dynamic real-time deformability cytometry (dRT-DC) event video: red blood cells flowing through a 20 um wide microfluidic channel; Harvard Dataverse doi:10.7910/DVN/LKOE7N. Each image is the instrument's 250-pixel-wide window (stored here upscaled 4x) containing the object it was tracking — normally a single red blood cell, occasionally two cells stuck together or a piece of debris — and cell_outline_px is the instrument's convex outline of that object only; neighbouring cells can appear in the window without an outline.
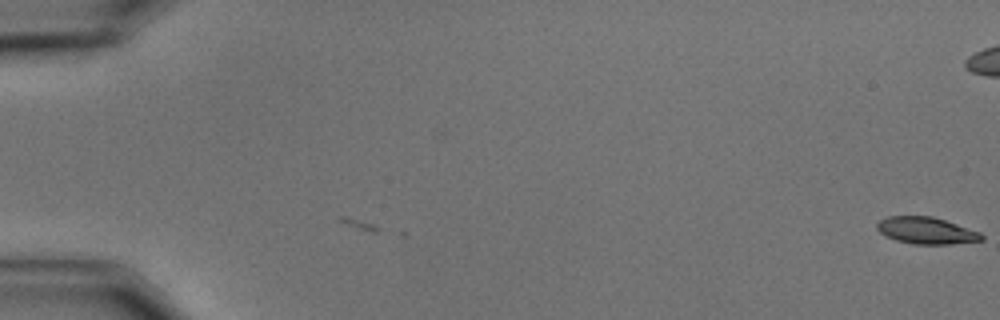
{"species": "common noctule bat (a hibernating species)", "species_latin": "Nyctalus noctula", "temperature_condition": "cold", "stored_images_in_passage": 5, "camera_frame_rate_fps": 3000, "um_per_image_px": 0.085, "animal": {"sex": "male", "body_mass_g": 15.6}, "frame": {"image": 1, "passage_image": 5, "time_ms": 1.333, "image_size_px": [1000, 320], "cell_outline_px": [[984, 240], [948, 244], [912, 244], [896, 240], [880, 232], [876, 228], [876, 224], [880, 220], [888, 216], [932, 216], [980, 232], [984, 236]], "centroid_in_image_um": [78.73, 19.6], "position_along_channel_um": 6.3, "area_um2": 16.18}}